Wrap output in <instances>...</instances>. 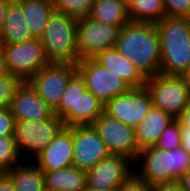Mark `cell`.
Wrapping results in <instances>:
<instances>
[{
  "label": "cell",
  "mask_w": 190,
  "mask_h": 191,
  "mask_svg": "<svg viewBox=\"0 0 190 191\" xmlns=\"http://www.w3.org/2000/svg\"><path fill=\"white\" fill-rule=\"evenodd\" d=\"M115 48L146 78L159 73L160 40L155 23L130 21L120 28Z\"/></svg>",
  "instance_id": "cell-1"
},
{
  "label": "cell",
  "mask_w": 190,
  "mask_h": 191,
  "mask_svg": "<svg viewBox=\"0 0 190 191\" xmlns=\"http://www.w3.org/2000/svg\"><path fill=\"white\" fill-rule=\"evenodd\" d=\"M160 40V74L183 76L190 69V18L168 17L155 23Z\"/></svg>",
  "instance_id": "cell-2"
},
{
  "label": "cell",
  "mask_w": 190,
  "mask_h": 191,
  "mask_svg": "<svg viewBox=\"0 0 190 191\" xmlns=\"http://www.w3.org/2000/svg\"><path fill=\"white\" fill-rule=\"evenodd\" d=\"M189 169L190 155L182 146L172 150L148 146L134 162V173L151 186L178 181Z\"/></svg>",
  "instance_id": "cell-3"
},
{
  "label": "cell",
  "mask_w": 190,
  "mask_h": 191,
  "mask_svg": "<svg viewBox=\"0 0 190 191\" xmlns=\"http://www.w3.org/2000/svg\"><path fill=\"white\" fill-rule=\"evenodd\" d=\"M77 18L53 11L40 38L49 63L77 64Z\"/></svg>",
  "instance_id": "cell-4"
},
{
  "label": "cell",
  "mask_w": 190,
  "mask_h": 191,
  "mask_svg": "<svg viewBox=\"0 0 190 191\" xmlns=\"http://www.w3.org/2000/svg\"><path fill=\"white\" fill-rule=\"evenodd\" d=\"M146 89L152 97L153 107L177 118L190 101V87L184 76L158 73L148 77Z\"/></svg>",
  "instance_id": "cell-5"
},
{
  "label": "cell",
  "mask_w": 190,
  "mask_h": 191,
  "mask_svg": "<svg viewBox=\"0 0 190 191\" xmlns=\"http://www.w3.org/2000/svg\"><path fill=\"white\" fill-rule=\"evenodd\" d=\"M63 127L62 120L55 114L43 121L15 120L14 138L22 159L33 160Z\"/></svg>",
  "instance_id": "cell-6"
},
{
  "label": "cell",
  "mask_w": 190,
  "mask_h": 191,
  "mask_svg": "<svg viewBox=\"0 0 190 191\" xmlns=\"http://www.w3.org/2000/svg\"><path fill=\"white\" fill-rule=\"evenodd\" d=\"M76 68L87 90L104 105L112 98L126 94L132 89L118 75L101 66L93 58L79 60Z\"/></svg>",
  "instance_id": "cell-7"
},
{
  "label": "cell",
  "mask_w": 190,
  "mask_h": 191,
  "mask_svg": "<svg viewBox=\"0 0 190 191\" xmlns=\"http://www.w3.org/2000/svg\"><path fill=\"white\" fill-rule=\"evenodd\" d=\"M8 73L29 81L39 70L49 64L43 44L34 38L17 44L2 45Z\"/></svg>",
  "instance_id": "cell-8"
},
{
  "label": "cell",
  "mask_w": 190,
  "mask_h": 191,
  "mask_svg": "<svg viewBox=\"0 0 190 191\" xmlns=\"http://www.w3.org/2000/svg\"><path fill=\"white\" fill-rule=\"evenodd\" d=\"M119 31V26L97 22L88 16L77 18L79 59L94 58L101 51L115 47Z\"/></svg>",
  "instance_id": "cell-9"
},
{
  "label": "cell",
  "mask_w": 190,
  "mask_h": 191,
  "mask_svg": "<svg viewBox=\"0 0 190 191\" xmlns=\"http://www.w3.org/2000/svg\"><path fill=\"white\" fill-rule=\"evenodd\" d=\"M77 73L75 64L49 63L39 70L28 82L38 96L53 110L62 99L69 80Z\"/></svg>",
  "instance_id": "cell-10"
},
{
  "label": "cell",
  "mask_w": 190,
  "mask_h": 191,
  "mask_svg": "<svg viewBox=\"0 0 190 191\" xmlns=\"http://www.w3.org/2000/svg\"><path fill=\"white\" fill-rule=\"evenodd\" d=\"M98 135L105 142L111 154L122 155L133 162L138 158V147L135 130L128 125L102 113L92 124Z\"/></svg>",
  "instance_id": "cell-11"
},
{
  "label": "cell",
  "mask_w": 190,
  "mask_h": 191,
  "mask_svg": "<svg viewBox=\"0 0 190 191\" xmlns=\"http://www.w3.org/2000/svg\"><path fill=\"white\" fill-rule=\"evenodd\" d=\"M153 107L152 97L146 87L131 89L112 98L104 105V113L135 128Z\"/></svg>",
  "instance_id": "cell-12"
},
{
  "label": "cell",
  "mask_w": 190,
  "mask_h": 191,
  "mask_svg": "<svg viewBox=\"0 0 190 191\" xmlns=\"http://www.w3.org/2000/svg\"><path fill=\"white\" fill-rule=\"evenodd\" d=\"M110 155L92 125L73 126V167L88 171Z\"/></svg>",
  "instance_id": "cell-13"
},
{
  "label": "cell",
  "mask_w": 190,
  "mask_h": 191,
  "mask_svg": "<svg viewBox=\"0 0 190 191\" xmlns=\"http://www.w3.org/2000/svg\"><path fill=\"white\" fill-rule=\"evenodd\" d=\"M133 173L132 160L111 154L86 171V185L95 189L119 188Z\"/></svg>",
  "instance_id": "cell-14"
},
{
  "label": "cell",
  "mask_w": 190,
  "mask_h": 191,
  "mask_svg": "<svg viewBox=\"0 0 190 191\" xmlns=\"http://www.w3.org/2000/svg\"><path fill=\"white\" fill-rule=\"evenodd\" d=\"M31 160L42 172L73 166V126L63 127L54 139Z\"/></svg>",
  "instance_id": "cell-15"
},
{
  "label": "cell",
  "mask_w": 190,
  "mask_h": 191,
  "mask_svg": "<svg viewBox=\"0 0 190 191\" xmlns=\"http://www.w3.org/2000/svg\"><path fill=\"white\" fill-rule=\"evenodd\" d=\"M10 110L15 120L43 121L54 115V110L38 96L28 81L18 89Z\"/></svg>",
  "instance_id": "cell-16"
},
{
  "label": "cell",
  "mask_w": 190,
  "mask_h": 191,
  "mask_svg": "<svg viewBox=\"0 0 190 191\" xmlns=\"http://www.w3.org/2000/svg\"><path fill=\"white\" fill-rule=\"evenodd\" d=\"M93 59L104 68L118 75L132 89L145 87L147 78L132 61L125 58L115 47L101 51Z\"/></svg>",
  "instance_id": "cell-17"
},
{
  "label": "cell",
  "mask_w": 190,
  "mask_h": 191,
  "mask_svg": "<svg viewBox=\"0 0 190 191\" xmlns=\"http://www.w3.org/2000/svg\"><path fill=\"white\" fill-rule=\"evenodd\" d=\"M174 119L169 113L152 107L141 123L134 128L138 147L143 149L148 146H155L161 132Z\"/></svg>",
  "instance_id": "cell-18"
},
{
  "label": "cell",
  "mask_w": 190,
  "mask_h": 191,
  "mask_svg": "<svg viewBox=\"0 0 190 191\" xmlns=\"http://www.w3.org/2000/svg\"><path fill=\"white\" fill-rule=\"evenodd\" d=\"M5 17L0 45L17 44L34 39L27 27L22 5L17 0L9 2Z\"/></svg>",
  "instance_id": "cell-19"
},
{
  "label": "cell",
  "mask_w": 190,
  "mask_h": 191,
  "mask_svg": "<svg viewBox=\"0 0 190 191\" xmlns=\"http://www.w3.org/2000/svg\"><path fill=\"white\" fill-rule=\"evenodd\" d=\"M87 91L83 78L77 72L68 82L59 106L54 114L60 118L65 127L76 126L77 101Z\"/></svg>",
  "instance_id": "cell-20"
},
{
  "label": "cell",
  "mask_w": 190,
  "mask_h": 191,
  "mask_svg": "<svg viewBox=\"0 0 190 191\" xmlns=\"http://www.w3.org/2000/svg\"><path fill=\"white\" fill-rule=\"evenodd\" d=\"M22 5L27 27L34 38L40 39L49 16L53 13V0H17Z\"/></svg>",
  "instance_id": "cell-21"
},
{
  "label": "cell",
  "mask_w": 190,
  "mask_h": 191,
  "mask_svg": "<svg viewBox=\"0 0 190 191\" xmlns=\"http://www.w3.org/2000/svg\"><path fill=\"white\" fill-rule=\"evenodd\" d=\"M43 173L46 191H82L86 186V171L73 166Z\"/></svg>",
  "instance_id": "cell-22"
},
{
  "label": "cell",
  "mask_w": 190,
  "mask_h": 191,
  "mask_svg": "<svg viewBox=\"0 0 190 191\" xmlns=\"http://www.w3.org/2000/svg\"><path fill=\"white\" fill-rule=\"evenodd\" d=\"M88 17L122 28L130 22L127 0H95Z\"/></svg>",
  "instance_id": "cell-23"
},
{
  "label": "cell",
  "mask_w": 190,
  "mask_h": 191,
  "mask_svg": "<svg viewBox=\"0 0 190 191\" xmlns=\"http://www.w3.org/2000/svg\"><path fill=\"white\" fill-rule=\"evenodd\" d=\"M8 173L15 191H46L44 173L32 161H23Z\"/></svg>",
  "instance_id": "cell-24"
},
{
  "label": "cell",
  "mask_w": 190,
  "mask_h": 191,
  "mask_svg": "<svg viewBox=\"0 0 190 191\" xmlns=\"http://www.w3.org/2000/svg\"><path fill=\"white\" fill-rule=\"evenodd\" d=\"M127 6L133 22L156 23L166 16L162 0H127Z\"/></svg>",
  "instance_id": "cell-25"
},
{
  "label": "cell",
  "mask_w": 190,
  "mask_h": 191,
  "mask_svg": "<svg viewBox=\"0 0 190 191\" xmlns=\"http://www.w3.org/2000/svg\"><path fill=\"white\" fill-rule=\"evenodd\" d=\"M103 112L104 104L87 90L77 101L76 126L92 125Z\"/></svg>",
  "instance_id": "cell-26"
},
{
  "label": "cell",
  "mask_w": 190,
  "mask_h": 191,
  "mask_svg": "<svg viewBox=\"0 0 190 191\" xmlns=\"http://www.w3.org/2000/svg\"><path fill=\"white\" fill-rule=\"evenodd\" d=\"M23 161L14 136H0V172H8Z\"/></svg>",
  "instance_id": "cell-27"
},
{
  "label": "cell",
  "mask_w": 190,
  "mask_h": 191,
  "mask_svg": "<svg viewBox=\"0 0 190 191\" xmlns=\"http://www.w3.org/2000/svg\"><path fill=\"white\" fill-rule=\"evenodd\" d=\"M54 9L75 18L88 16L95 0H53Z\"/></svg>",
  "instance_id": "cell-28"
},
{
  "label": "cell",
  "mask_w": 190,
  "mask_h": 191,
  "mask_svg": "<svg viewBox=\"0 0 190 191\" xmlns=\"http://www.w3.org/2000/svg\"><path fill=\"white\" fill-rule=\"evenodd\" d=\"M25 81L10 73L0 75V108L10 107L18 89Z\"/></svg>",
  "instance_id": "cell-29"
},
{
  "label": "cell",
  "mask_w": 190,
  "mask_h": 191,
  "mask_svg": "<svg viewBox=\"0 0 190 191\" xmlns=\"http://www.w3.org/2000/svg\"><path fill=\"white\" fill-rule=\"evenodd\" d=\"M155 146L159 149L172 150L181 146V130L179 122L174 119L168 126L161 132L158 142Z\"/></svg>",
  "instance_id": "cell-30"
},
{
  "label": "cell",
  "mask_w": 190,
  "mask_h": 191,
  "mask_svg": "<svg viewBox=\"0 0 190 191\" xmlns=\"http://www.w3.org/2000/svg\"><path fill=\"white\" fill-rule=\"evenodd\" d=\"M166 16L190 18V0H162Z\"/></svg>",
  "instance_id": "cell-31"
},
{
  "label": "cell",
  "mask_w": 190,
  "mask_h": 191,
  "mask_svg": "<svg viewBox=\"0 0 190 191\" xmlns=\"http://www.w3.org/2000/svg\"><path fill=\"white\" fill-rule=\"evenodd\" d=\"M15 118L10 107L0 108V136H14Z\"/></svg>",
  "instance_id": "cell-32"
},
{
  "label": "cell",
  "mask_w": 190,
  "mask_h": 191,
  "mask_svg": "<svg viewBox=\"0 0 190 191\" xmlns=\"http://www.w3.org/2000/svg\"><path fill=\"white\" fill-rule=\"evenodd\" d=\"M118 191H151V185L133 173L119 186Z\"/></svg>",
  "instance_id": "cell-33"
},
{
  "label": "cell",
  "mask_w": 190,
  "mask_h": 191,
  "mask_svg": "<svg viewBox=\"0 0 190 191\" xmlns=\"http://www.w3.org/2000/svg\"><path fill=\"white\" fill-rule=\"evenodd\" d=\"M151 191H183L178 181L161 183L151 186Z\"/></svg>",
  "instance_id": "cell-34"
},
{
  "label": "cell",
  "mask_w": 190,
  "mask_h": 191,
  "mask_svg": "<svg viewBox=\"0 0 190 191\" xmlns=\"http://www.w3.org/2000/svg\"><path fill=\"white\" fill-rule=\"evenodd\" d=\"M0 191H15L12 177L8 172H0Z\"/></svg>",
  "instance_id": "cell-35"
},
{
  "label": "cell",
  "mask_w": 190,
  "mask_h": 191,
  "mask_svg": "<svg viewBox=\"0 0 190 191\" xmlns=\"http://www.w3.org/2000/svg\"><path fill=\"white\" fill-rule=\"evenodd\" d=\"M176 119L180 128H190V101Z\"/></svg>",
  "instance_id": "cell-36"
},
{
  "label": "cell",
  "mask_w": 190,
  "mask_h": 191,
  "mask_svg": "<svg viewBox=\"0 0 190 191\" xmlns=\"http://www.w3.org/2000/svg\"><path fill=\"white\" fill-rule=\"evenodd\" d=\"M181 130V146L190 155V128H180Z\"/></svg>",
  "instance_id": "cell-37"
},
{
  "label": "cell",
  "mask_w": 190,
  "mask_h": 191,
  "mask_svg": "<svg viewBox=\"0 0 190 191\" xmlns=\"http://www.w3.org/2000/svg\"><path fill=\"white\" fill-rule=\"evenodd\" d=\"M11 0H0V34L4 28L7 6Z\"/></svg>",
  "instance_id": "cell-38"
},
{
  "label": "cell",
  "mask_w": 190,
  "mask_h": 191,
  "mask_svg": "<svg viewBox=\"0 0 190 191\" xmlns=\"http://www.w3.org/2000/svg\"><path fill=\"white\" fill-rule=\"evenodd\" d=\"M178 182L183 191H190V169L179 178Z\"/></svg>",
  "instance_id": "cell-39"
},
{
  "label": "cell",
  "mask_w": 190,
  "mask_h": 191,
  "mask_svg": "<svg viewBox=\"0 0 190 191\" xmlns=\"http://www.w3.org/2000/svg\"><path fill=\"white\" fill-rule=\"evenodd\" d=\"M8 73V69L5 61V54L2 45H0V75Z\"/></svg>",
  "instance_id": "cell-40"
},
{
  "label": "cell",
  "mask_w": 190,
  "mask_h": 191,
  "mask_svg": "<svg viewBox=\"0 0 190 191\" xmlns=\"http://www.w3.org/2000/svg\"><path fill=\"white\" fill-rule=\"evenodd\" d=\"M82 191H118V188L113 189H95L89 186H85V188Z\"/></svg>",
  "instance_id": "cell-41"
},
{
  "label": "cell",
  "mask_w": 190,
  "mask_h": 191,
  "mask_svg": "<svg viewBox=\"0 0 190 191\" xmlns=\"http://www.w3.org/2000/svg\"><path fill=\"white\" fill-rule=\"evenodd\" d=\"M186 79V82L188 83L190 87V69L183 75Z\"/></svg>",
  "instance_id": "cell-42"
}]
</instances>
